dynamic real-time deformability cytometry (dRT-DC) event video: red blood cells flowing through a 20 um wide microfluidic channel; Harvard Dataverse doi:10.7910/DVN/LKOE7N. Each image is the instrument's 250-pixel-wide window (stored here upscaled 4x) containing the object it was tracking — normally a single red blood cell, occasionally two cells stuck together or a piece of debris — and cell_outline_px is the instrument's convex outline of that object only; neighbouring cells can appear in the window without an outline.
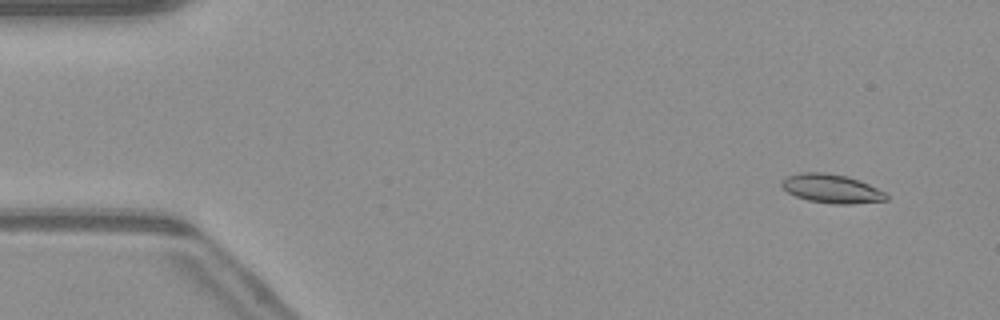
{"species": "common noctule bat (a hibernating species)", "species_latin": "Nyctalus noctula", "temperature_condition": "warm", "stored_images_in_passage": 51, "camera_frame_rate_fps": 3000, "um_per_image_px": 0.085, "animal": {"sex": "male", "body_mass_g": 23.1, "forearm_length_mm": 52.7}, "frame": {"image": 1, "passage_image": 4, "time_ms": 1.0, "image_size_px": [1000, 320], "cell_outline_px": [[888, 200], [848, 204], [836, 204], [808, 200], [796, 196], [788, 192], [780, 184], [788, 176], [800, 172], [824, 172], [848, 176], [868, 184], [884, 192], [888, 196]], "centroid_in_image_um": [70.68, 16.03], "position_along_channel_um": 14.3, "area_um2": 17.34}}
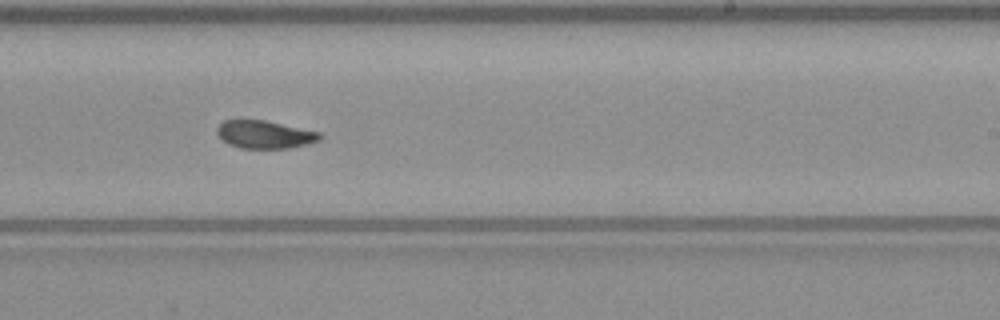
{"frame": {"image": 2, "passage_image": 31, "time_ms": 10.0, "image_size_px": [1000, 320], "cell_outline_px": [[320, 140], [288, 148], [240, 148], [228, 144], [220, 140], [216, 132], [216, 128], [224, 120], [264, 120], [320, 132]], "centroid_in_image_um": [22.43, 11.43], "position_along_channel_um": 266.6, "area_um2": 16.59}}
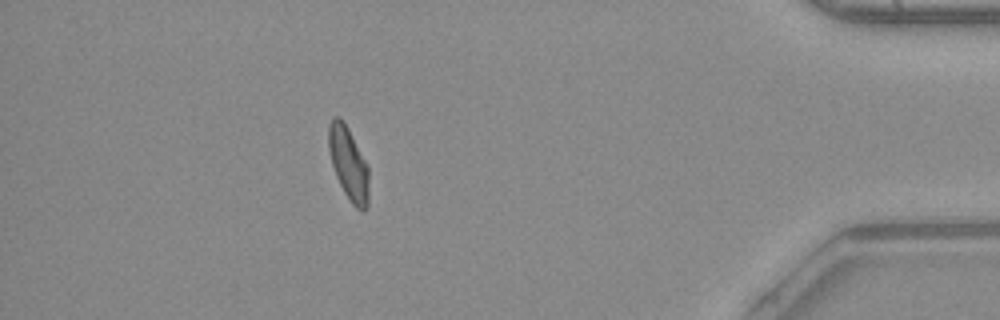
{"frame": {"image": 3, "passage_image": 45, "time_ms": 14.667, "image_size_px": [1000, 320], "cell_outline_px": [[368, 204], [364, 208], [356, 208], [352, 204], [344, 192], [336, 176], [332, 164], [328, 148], [328, 124], [332, 116], [340, 116], [348, 128], [368, 168]], "centroid_in_image_um": [29.58, 13.84], "position_along_channel_um": 405.6, "area_um2": 16.82}, "authors_computed_cell_mechanics": {"area_um2": 16.9932, "velocity_mm_per_s": 4.1154, "shape_relaxation_time_tau1_ms": 5.4727, "shape_relaxation_time_tau2_ms": 1.7382, "deformation_change_tau1": 0.1434, "deformation_change_tau2": 0.07}}